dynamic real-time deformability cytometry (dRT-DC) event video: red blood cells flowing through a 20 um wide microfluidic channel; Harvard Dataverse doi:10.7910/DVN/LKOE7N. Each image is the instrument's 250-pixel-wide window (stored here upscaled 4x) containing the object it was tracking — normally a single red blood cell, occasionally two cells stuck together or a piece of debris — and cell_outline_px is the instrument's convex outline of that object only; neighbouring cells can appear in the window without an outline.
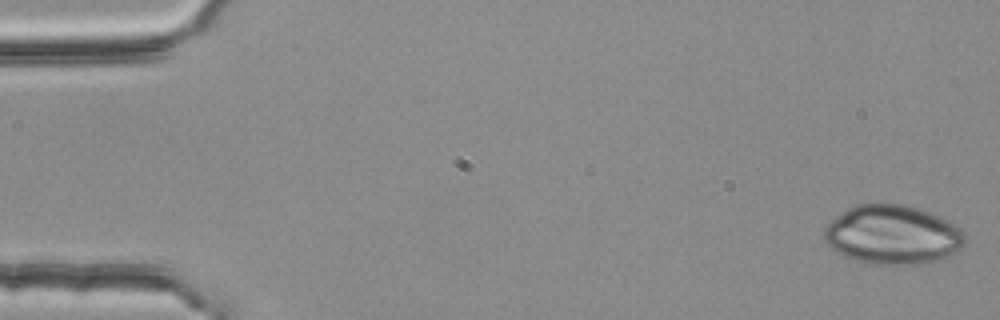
{"species": "common noctule bat (a hibernating species)", "species_latin": "Nyctalus noctula", "temperature_condition": "room temperature", "stored_images_in_passage": 52, "camera_frame_rate_fps": 3000, "um_per_image_px": 0.085, "animal": {"sex": "female", "body_mass_g": 25.1}, "frame": {"image": 1, "passage_image": 1, "time_ms": 0.0, "image_size_px": [1000, 320], "cell_outline_px": [[964, 244], [956, 252], [936, 260], [920, 264], [880, 264], [856, 260], [844, 256], [836, 252], [824, 240], [824, 228], [836, 216], [848, 208], [856, 204], [904, 204], [940, 216], [960, 228], [964, 232]], "centroid_in_image_um": [75.86, 19.95], "position_along_channel_um": 9.1, "area_um2": 48.09}}
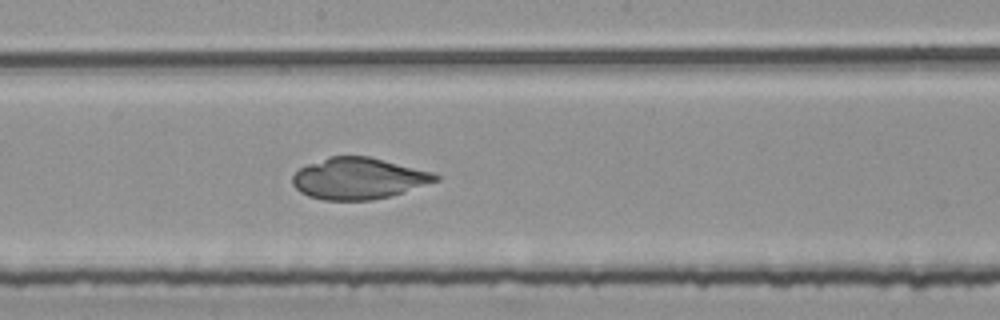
{"frame": {"image": 2, "passage_image": 29, "time_ms": 9.333, "image_size_px": [1000, 320], "cell_outline_px": [[440, 180], [388, 196], [372, 200], [324, 200], [308, 196], [300, 192], [292, 184], [292, 176], [300, 168], [308, 164], [328, 156], [368, 156], [432, 172], [440, 176]], "centroid_in_image_um": [30.44, 15.16], "position_along_channel_um": 217.8, "area_um2": 34.22}}
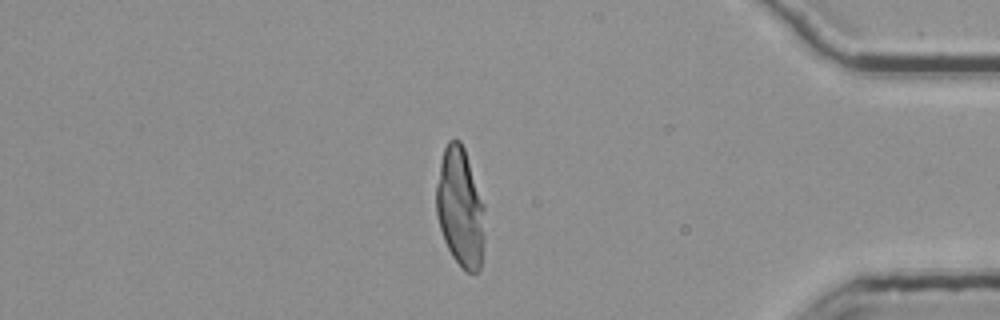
{"frame": {"image": 3, "passage_image": 46, "time_ms": 15.0, "image_size_px": [1000, 320], "cell_outline_px": [[484, 240], [480, 268], [476, 272], [468, 272], [452, 256], [444, 240], [436, 216], [436, 184], [440, 164], [444, 148], [448, 140], [460, 140], [464, 148], [484, 208]], "centroid_in_image_um": [39.1, 17.64], "position_along_channel_um": 396.1, "area_um2": 33.18}}